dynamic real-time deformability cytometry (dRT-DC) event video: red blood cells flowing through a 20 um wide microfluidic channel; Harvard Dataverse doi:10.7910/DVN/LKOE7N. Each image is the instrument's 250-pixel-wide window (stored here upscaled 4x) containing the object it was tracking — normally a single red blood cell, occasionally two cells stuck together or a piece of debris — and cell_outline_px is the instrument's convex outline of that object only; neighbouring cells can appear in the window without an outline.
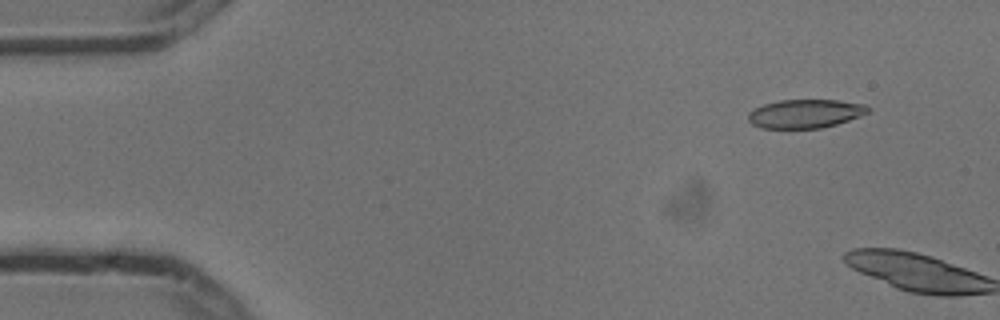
{"species": "common noctule bat (a hibernating species)", "species_latin": "Nyctalus noctula", "temperature_condition": "cold", "stored_images_in_passage": 6, "camera_frame_rate_fps": 3000, "um_per_image_px": 0.085, "animal": {"sex": "male", "body_mass_g": 13.3}, "frame": {"image": 1, "passage_image": 2, "time_ms": 0.333, "image_size_px": [1000, 320], "cell_outline_px": [[872, 108], [868, 112], [860, 116], [836, 124], [820, 128], [760, 128], [752, 124], [748, 120], [748, 112], [764, 104], [780, 100], [836, 100], [864, 104]], "centroid_in_image_um": [68.44, 9.66], "position_along_channel_um": 16.6, "area_um2": 19.94}}